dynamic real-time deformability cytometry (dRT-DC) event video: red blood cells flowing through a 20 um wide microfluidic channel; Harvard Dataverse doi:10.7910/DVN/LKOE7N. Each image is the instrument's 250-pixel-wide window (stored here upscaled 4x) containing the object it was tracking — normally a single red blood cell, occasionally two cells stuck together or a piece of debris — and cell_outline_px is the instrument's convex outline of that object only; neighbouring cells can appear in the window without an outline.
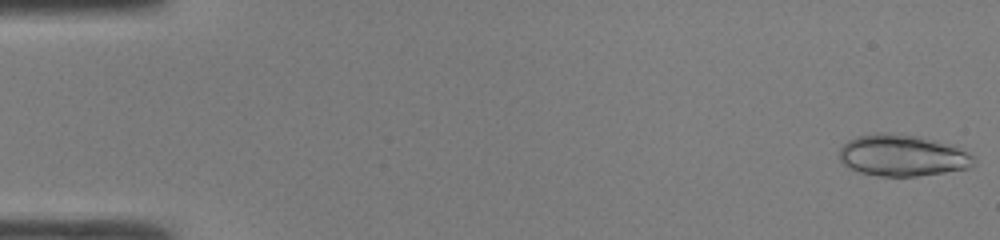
{"species": "common noctule bat (a hibernating species)", "species_latin": "Nyctalus noctula", "temperature_condition": "room temperature", "stored_images_in_passage": 48, "segment_of_instrument_passage": [1, 2], "camera_frame_rate_fps": 3000, "um_per_image_px": 0.085, "animal": {"sex": "male", "body_mass_g": 19.0, "forearm_length_mm": 50.8}, "frame": {"image": 1, "passage_image": 1, "time_ms": 0.0, "image_size_px": [1000, 240], "cell_outline_px": [[976, 160], [968, 168], [944, 172], [916, 176], [880, 176], [856, 172], [848, 168], [840, 160], [840, 148], [848, 140], [856, 136], [876, 132], [888, 132], [916, 136], [936, 140], [968, 152]], "centroid_in_image_um": [76.64, 13.21], "position_along_channel_um": 8.4, "area_um2": 32.48}}